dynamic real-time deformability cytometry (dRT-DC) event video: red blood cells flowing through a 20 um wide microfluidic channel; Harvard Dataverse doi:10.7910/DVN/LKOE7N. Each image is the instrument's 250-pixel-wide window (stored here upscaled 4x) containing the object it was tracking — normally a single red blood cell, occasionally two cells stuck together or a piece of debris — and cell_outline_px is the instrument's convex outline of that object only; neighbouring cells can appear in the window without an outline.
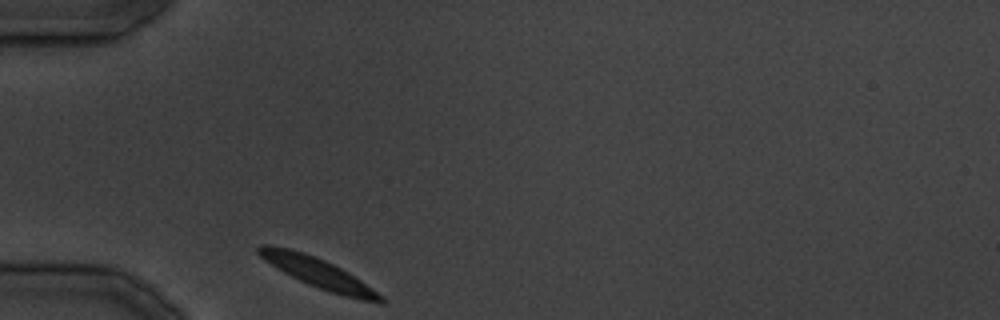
{"species": "common noctule bat (a hibernating species)", "species_latin": "Nyctalus noctula", "temperature_condition": "cold", "stored_images_in_passage": 21, "camera_frame_rate_fps": 3000, "um_per_image_px": 0.085, "animal": {"sex": "male", "body_mass_g": 19.5, "forearm_length_mm": 54.6}, "frame": {"image": 1, "passage_image": 1, "time_ms": 0.0, "image_size_px": [1000, 320], "cell_outline_px": [[384, 304], [360, 300], [344, 296], [308, 284], [276, 268], [264, 260], [256, 252], [256, 248], [260, 244], [264, 244], [288, 248], [304, 252], [324, 260], [348, 272], [384, 296]], "centroid_in_image_um": [27.04, 23.2], "position_along_channel_um": 58.0, "area_um2": 21.04}}
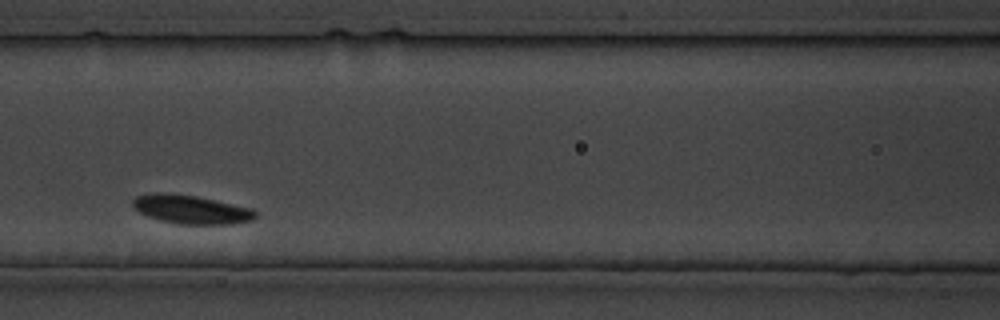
{"frame": {"image": 2, "passage_image": 7, "time_ms": 7.667, "image_size_px": [1000, 320], "cell_outline_px": [[256, 216], [252, 220], [232, 224], [180, 224], [160, 220], [148, 216], [132, 208], [132, 200], [136, 196], [152, 192], [164, 192], [196, 196], [252, 208], [256, 212]], "centroid_in_image_um": [16.21, 17.79], "position_along_channel_um": 150.4, "area_um2": 20.58}}
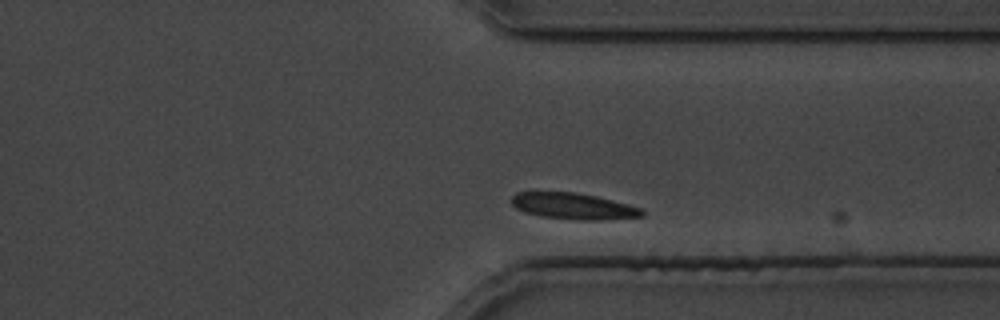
{"frame": {"image": 3, "passage_image": 20, "time_ms": 23.333, "image_size_px": [1000, 320], "cell_outline_px": [[644, 216], [604, 220], [572, 220], [540, 216], [524, 212], [516, 208], [512, 204], [512, 196], [516, 192], [576, 192], [596, 196], [644, 208]], "centroid_in_image_um": [48.76, 17.53], "position_along_channel_um": 362.6, "area_um2": 20.17}}